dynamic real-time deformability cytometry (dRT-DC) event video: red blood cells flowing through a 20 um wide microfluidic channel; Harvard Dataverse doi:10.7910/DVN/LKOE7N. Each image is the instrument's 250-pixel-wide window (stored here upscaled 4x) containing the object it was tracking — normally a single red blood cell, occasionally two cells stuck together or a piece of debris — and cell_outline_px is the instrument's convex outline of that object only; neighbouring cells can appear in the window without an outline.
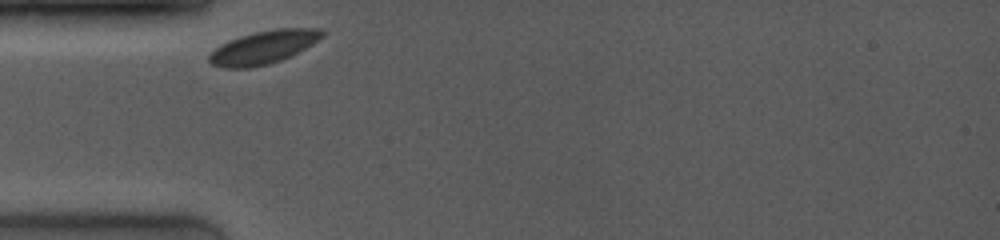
{"species": "common noctule bat (a hibernating species)", "species_latin": "Nyctalus noctula", "temperature_condition": "room temperature", "stored_images_in_passage": 15, "camera_frame_rate_fps": 4000, "um_per_image_px": 0.085, "animal": {"sex": "female", "body_mass_g": 19.0, "forearm_length_mm": 53.3}, "frame": {"image": 1, "passage_image": 1, "time_ms": 0.0, "image_size_px": [1000, 240], "cell_outline_px": [[324, 36], [312, 44], [280, 60], [268, 64], [248, 68], [224, 68], [212, 64], [208, 60], [208, 56], [220, 44], [240, 36], [256, 32], [276, 28], [320, 28], [324, 32]], "centroid_in_image_um": [22.38, 4.01], "position_along_channel_um": 62.6, "area_um2": 21.56}}
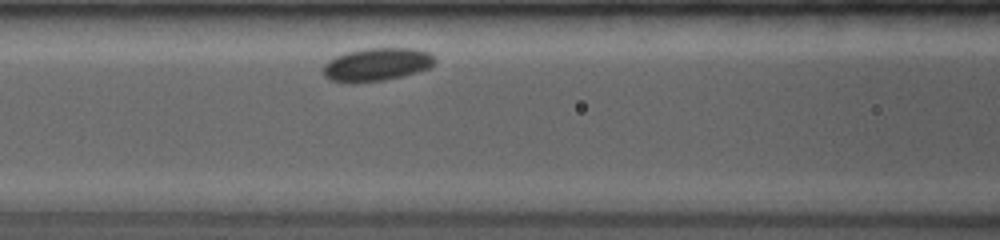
{"frame": {"image": 2, "passage_image": 7, "time_ms": 2.0, "image_size_px": [1000, 240], "cell_outline_px": [[436, 60], [428, 68], [416, 72], [384, 80], [356, 84], [348, 84], [328, 80], [324, 76], [324, 64], [328, 60], [336, 56], [348, 52], [364, 48], [412, 48], [428, 52]], "centroid_in_image_um": [31.96, 5.5], "position_along_channel_um": 134.6, "area_um2": 21.62}}
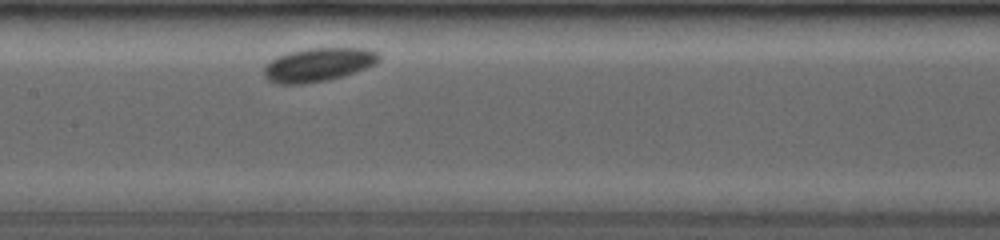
{"frame": {"image": 3, "passage_image": 11, "time_ms": 3.25, "image_size_px": [1000, 240], "cell_outline_px": [[380, 60], [376, 64], [344, 76], [328, 80], [304, 84], [276, 84], [268, 80], [264, 76], [264, 64], [276, 56], [288, 52], [304, 48], [368, 48], [380, 52]], "centroid_in_image_um": [27.05, 5.49], "position_along_channel_um": 180.4, "area_um2": 23.0}}